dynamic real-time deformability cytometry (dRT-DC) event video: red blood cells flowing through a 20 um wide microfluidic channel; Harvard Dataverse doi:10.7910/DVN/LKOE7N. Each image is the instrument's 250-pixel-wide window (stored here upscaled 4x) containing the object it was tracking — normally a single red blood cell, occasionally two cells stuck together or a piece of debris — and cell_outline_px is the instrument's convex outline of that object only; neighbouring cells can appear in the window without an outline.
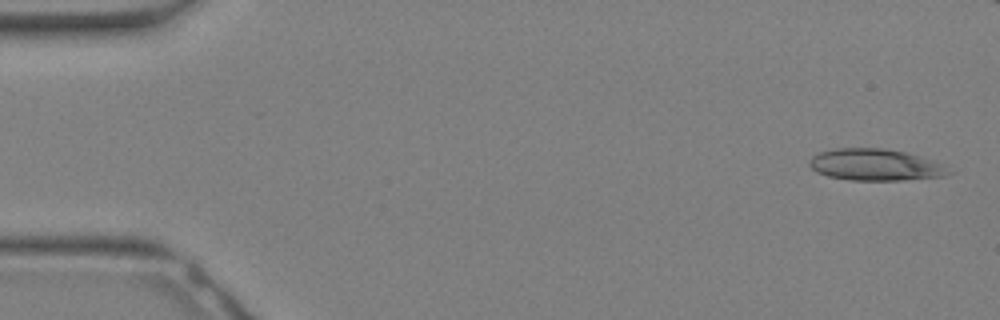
{"species": "Egyptian fruit bat (a non-hibernating species)", "species_latin": "Rousettus aegyptiacus", "temperature_condition": "warm", "stored_images_in_passage": 23, "camera_frame_rate_fps": 3000, "um_per_image_px": 0.085, "animal": {"sex": "female"}, "frame": {"image": 1, "passage_image": 1, "time_ms": 0.0, "image_size_px": [1000, 320], "cell_outline_px": [[956, 172], [944, 176], [900, 180], [852, 180], [828, 176], [816, 172], [808, 164], [808, 160], [812, 156], [820, 152], [836, 148], [884, 148], [904, 152], [936, 160]], "centroid_in_image_um": [74.44, 14.0], "position_along_channel_um": 10.6, "area_um2": 25.89}}
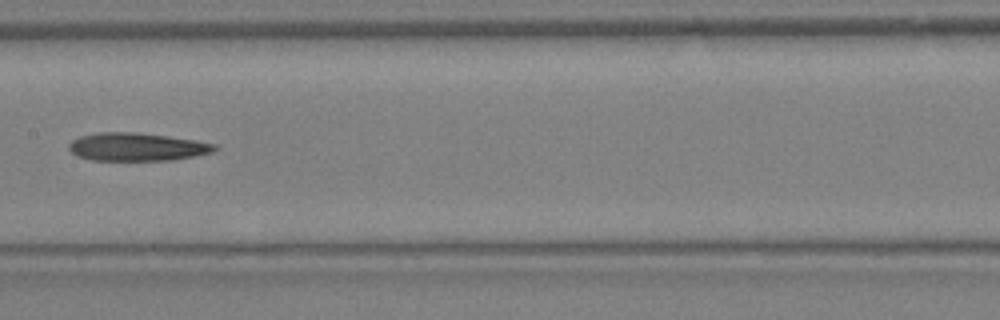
{"frame": {"image": 2, "passage_image": 16, "time_ms": 5.0, "image_size_px": [1000, 320], "cell_outline_px": [[220, 148], [216, 152], [176, 160], [92, 160], [76, 156], [68, 148], [68, 144], [72, 140], [80, 136], [96, 132], [136, 132], [168, 136], [196, 140], [216, 144]], "centroid_in_image_um": [11.69, 12.48], "position_along_channel_um": 195.7, "area_um2": 24.22}}
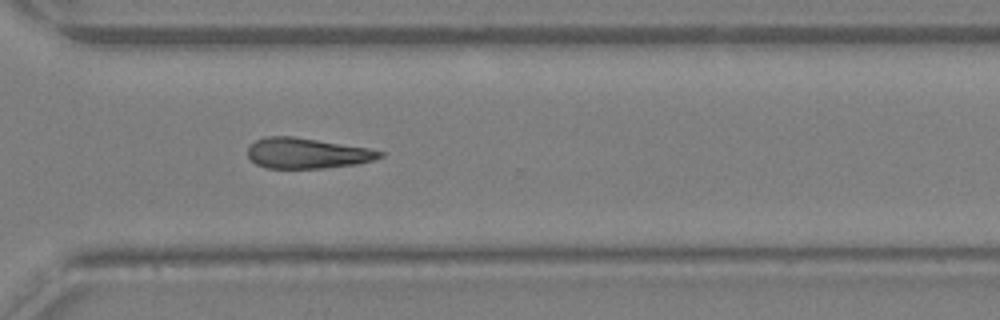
{"frame": {"image": 3, "passage_image": 23, "time_ms": 7.333, "image_size_px": [1000, 320], "cell_outline_px": [[384, 156], [372, 160], [356, 164], [324, 168], [268, 168], [256, 164], [248, 156], [248, 144], [264, 136], [292, 136], [368, 148], [384, 152]], "centroid_in_image_um": [26.07, 13.02], "position_along_channel_um": 344.5, "area_um2": 23.41}}